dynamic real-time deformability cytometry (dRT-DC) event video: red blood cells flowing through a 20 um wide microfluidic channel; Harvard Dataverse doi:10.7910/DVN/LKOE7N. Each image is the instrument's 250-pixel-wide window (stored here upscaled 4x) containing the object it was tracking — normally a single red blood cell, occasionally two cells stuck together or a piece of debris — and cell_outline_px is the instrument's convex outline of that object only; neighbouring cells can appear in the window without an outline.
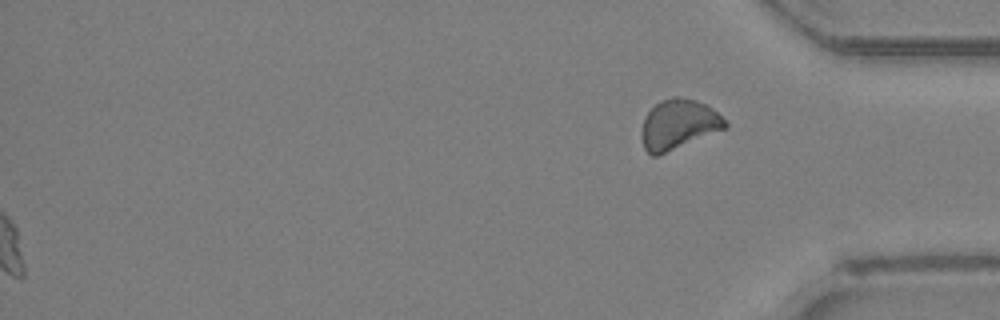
{"species": "Egyptian fruit bat (a non-hibernating species)", "species_latin": "Rousettus aegyptiacus", "temperature_condition": "room temperature", "stored_images_in_passage": 38, "segment_of_instrument_passage": [2, 2], "camera_frame_rate_fps": 3000, "um_per_image_px": 0.085, "animal": {"sex": "female"}, "frame": {"image": 1, "passage_image": 38, "time_ms": 12.333, "image_size_px": [1000, 320], "cell_outline_px": [[728, 128], [656, 156], [652, 156], [644, 148], [640, 136], [640, 132], [644, 116], [660, 100], [672, 96], [676, 96], [696, 100], [712, 108], [728, 124]], "centroid_in_image_um": [57.64, 10.57], "position_along_channel_um": 377.6, "area_um2": 24.33}}